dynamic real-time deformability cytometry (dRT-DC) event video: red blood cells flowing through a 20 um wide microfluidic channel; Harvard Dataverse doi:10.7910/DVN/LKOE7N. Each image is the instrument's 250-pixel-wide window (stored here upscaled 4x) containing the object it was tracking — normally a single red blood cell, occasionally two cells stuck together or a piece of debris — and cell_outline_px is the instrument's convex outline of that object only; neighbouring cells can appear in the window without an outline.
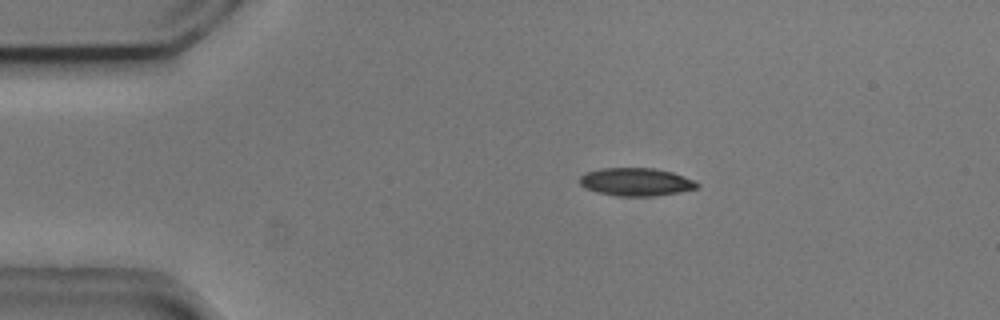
{"species": "common noctule bat (a hibernating species)", "species_latin": "Nyctalus noctula", "temperature_condition": "cold", "stored_images_in_passage": 45, "camera_frame_rate_fps": 3000, "um_per_image_px": 0.085, "animal": {"sex": "male", "body_mass_g": 20.5, "forearm_length_mm": 52.5}, "frame": {"image": 1, "passage_image": 1, "time_ms": 0.0, "image_size_px": [1000, 320], "cell_outline_px": [[700, 184], [696, 188], [680, 192], [652, 196], [620, 196], [596, 192], [584, 188], [580, 184], [580, 176], [584, 172], [600, 168], [656, 168], [672, 172], [696, 180]], "centroid_in_image_um": [54.05, 15.45], "position_along_channel_um": 30.9, "area_um2": 19.31}}
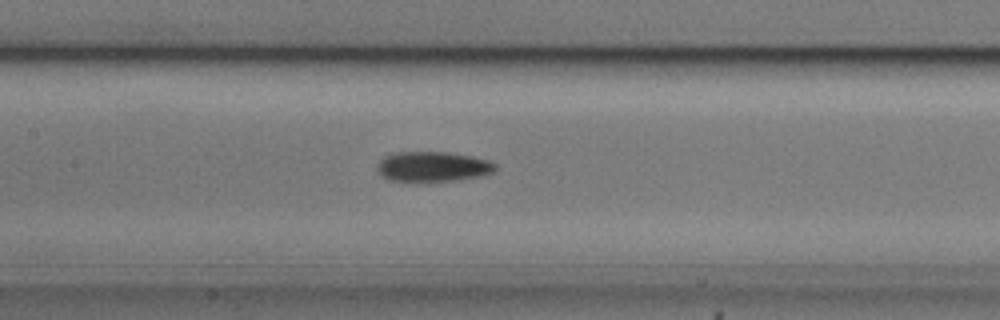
{"frame": {"image": 2, "passage_image": 16, "time_ms": 5.0, "image_size_px": [1000, 320], "cell_outline_px": [[496, 168], [492, 172], [480, 176], [456, 180], [428, 184], [388, 180], [376, 168], [380, 160], [384, 156], [396, 152], [448, 152], [472, 156], [488, 160], [496, 164]], "centroid_in_image_um": [36.77, 14.19], "position_along_channel_um": 170.6, "area_um2": 21.27}}
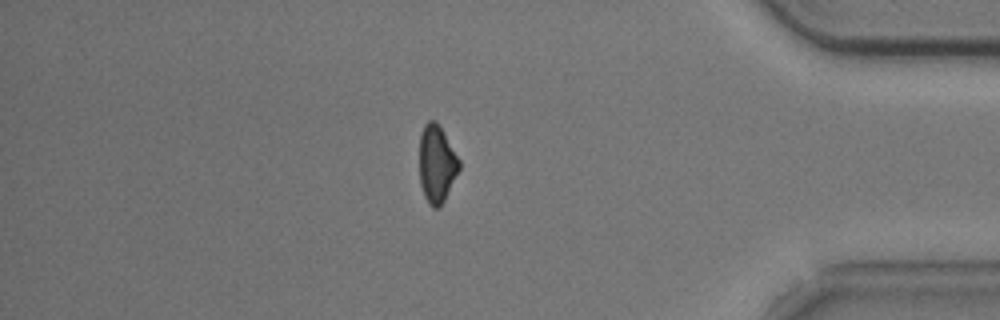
{"frame": {"image": 3, "passage_image": 37, "time_ms": 12.0, "image_size_px": [1000, 320], "cell_outline_px": [[460, 168], [440, 208], [432, 208], [428, 204], [424, 196], [420, 184], [420, 132], [424, 124], [428, 120], [436, 120], [444, 132], [460, 160]], "centroid_in_image_um": [37.11, 13.92], "position_along_channel_um": 398.1, "area_um2": 18.09}, "authors_computed_cell_mechanics": {"area_um2": 19.652, "velocity_mm_per_s": 3.7252, "shape_relaxation_time_tau1_ms": 2.3118, "shape_relaxation_time_tau2_ms": 3.7827, "deformation_change_tau1": 0.1258, "deformation_change_tau2": 0.1093}}